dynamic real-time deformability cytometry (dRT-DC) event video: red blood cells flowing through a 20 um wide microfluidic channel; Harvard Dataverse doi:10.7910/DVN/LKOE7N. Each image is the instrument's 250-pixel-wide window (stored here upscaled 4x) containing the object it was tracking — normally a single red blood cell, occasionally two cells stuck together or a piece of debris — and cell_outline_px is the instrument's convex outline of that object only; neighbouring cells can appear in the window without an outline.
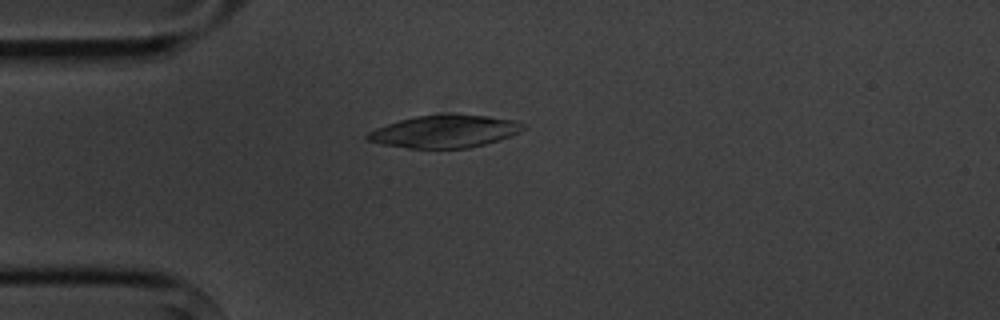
{"species": "common noctule bat (a hibernating species)", "species_latin": "Nyctalus noctula", "temperature_condition": "cold", "stored_images_in_passage": 1, "camera_frame_rate_fps": 3000, "um_per_image_px": 0.085, "animal": {"sex": "male", "body_mass_g": 20.1, "forearm_length_mm": 53.5}, "frame": {"image": 1, "passage_image": 1, "time_ms": 0.0, "image_size_px": [1000, 320], "cell_outline_px": [[524, 128], [520, 132], [484, 144], [468, 148], [408, 148], [380, 144], [364, 140], [364, 136], [368, 132], [376, 128], [400, 120], [416, 116], [448, 112], [452, 112], [488, 116], [516, 120], [524, 124]], "centroid_in_image_um": [37.76, 11.14], "position_along_channel_um": 47.2, "area_um2": 29.94}}